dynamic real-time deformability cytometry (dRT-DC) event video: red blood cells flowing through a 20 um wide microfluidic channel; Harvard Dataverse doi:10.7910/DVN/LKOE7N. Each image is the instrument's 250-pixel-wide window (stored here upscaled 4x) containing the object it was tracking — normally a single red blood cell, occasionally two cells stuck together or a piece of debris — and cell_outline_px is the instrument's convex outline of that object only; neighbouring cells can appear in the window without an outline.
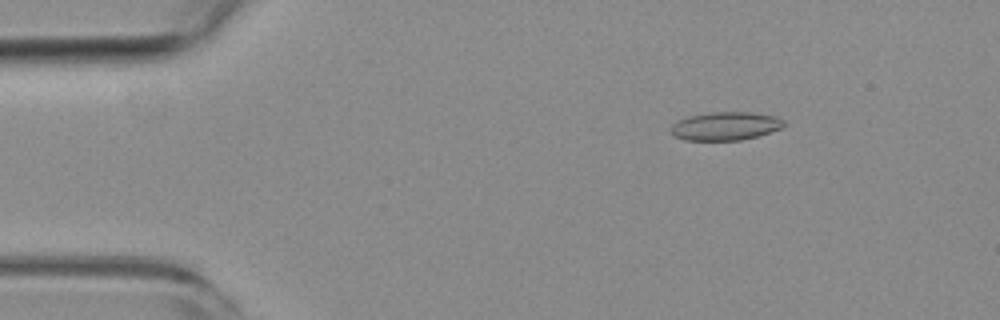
{"species": "common noctule bat (a hibernating species)", "species_latin": "Nyctalus noctula", "temperature_condition": "room temperature", "stored_images_in_passage": 17, "camera_frame_rate_fps": 3000, "um_per_image_px": 0.085, "animal": {"sex": "female", "body_mass_g": 19.3, "forearm_length_mm": 54.1}, "frame": {"image": 1, "passage_image": 5, "time_ms": 1.333, "image_size_px": [1000, 320], "cell_outline_px": [[784, 124], [780, 128], [756, 136], [740, 140], [684, 140], [672, 136], [668, 128], [676, 120], [688, 116], [712, 112], [748, 112], [776, 116], [784, 120]], "centroid_in_image_um": [61.57, 10.71], "position_along_channel_um": 23.4, "area_um2": 18.73}}
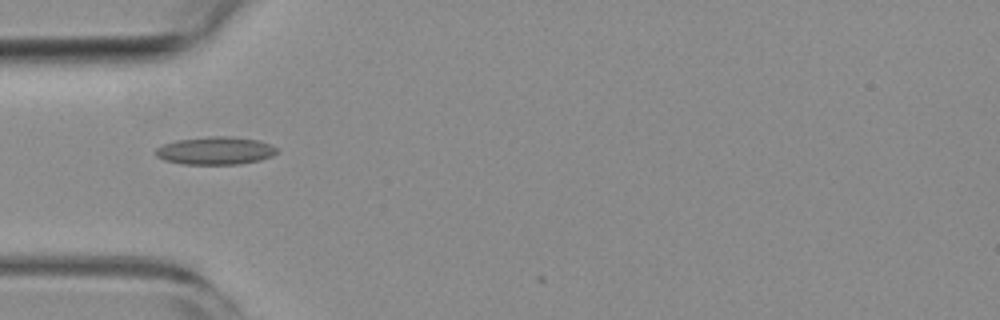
{"frame": {"image": 2, "passage_image": 14, "time_ms": 4.333, "image_size_px": [1000, 320], "cell_outline_px": [[280, 152], [272, 156], [260, 160], [240, 164], [184, 164], [164, 160], [156, 156], [156, 148], [164, 144], [176, 140], [208, 136], [232, 136], [260, 140], [272, 144]], "centroid_in_image_um": [18.36, 12.8], "position_along_channel_um": 66.6, "area_um2": 19.88}}